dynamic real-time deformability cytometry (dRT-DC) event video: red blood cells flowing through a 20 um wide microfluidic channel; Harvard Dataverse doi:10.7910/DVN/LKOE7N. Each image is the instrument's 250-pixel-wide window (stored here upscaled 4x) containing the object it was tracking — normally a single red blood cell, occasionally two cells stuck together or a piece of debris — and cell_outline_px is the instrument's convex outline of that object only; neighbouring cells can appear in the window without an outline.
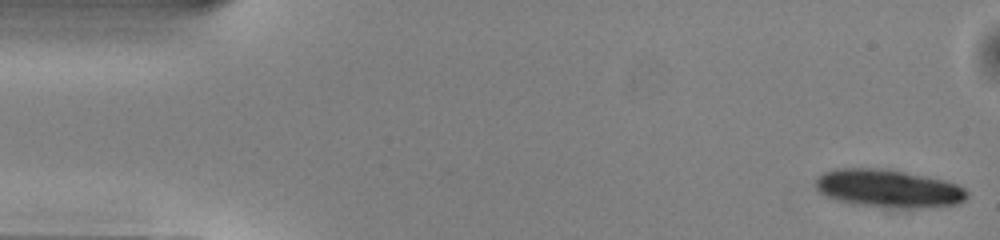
{"species": "common noctule bat (a hibernating species)", "species_latin": "Nyctalus noctula", "temperature_condition": "warm", "stored_images_in_passage": 51, "camera_frame_rate_fps": 3000, "um_per_image_px": 0.085, "animal": {"sex": "male", "body_mass_g": 13.0, "forearm_length_mm": 53.1}, "frame": {"image": 1, "passage_image": 1, "time_ms": 0.0, "image_size_px": [1000, 240], "cell_outline_px": [[968, 196], [964, 200], [956, 204], [900, 208], [860, 204], [836, 200], [824, 196], [816, 188], [816, 176], [824, 172], [836, 168], [884, 168], [944, 180], [956, 184], [964, 188], [968, 192]], "centroid_in_image_um": [75.46, 16.0], "position_along_channel_um": 9.5, "area_um2": 33.06}}
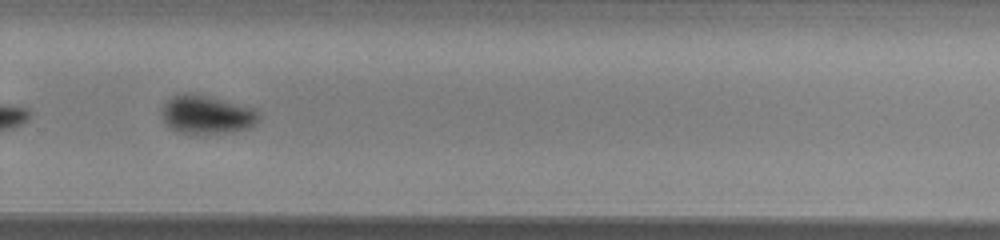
{"frame": {"image": 2, "passage_image": 34, "time_ms": 11.0, "image_size_px": [1000, 240], "cell_outline_px": [[260, 120], [252, 128], [232, 132], [180, 132], [172, 128], [160, 116], [160, 108], [172, 96], [180, 92], [192, 92], [208, 96], [252, 108], [260, 112]], "centroid_in_image_um": [17.58, 9.71], "position_along_channel_um": 312.2, "area_um2": 21.73}}
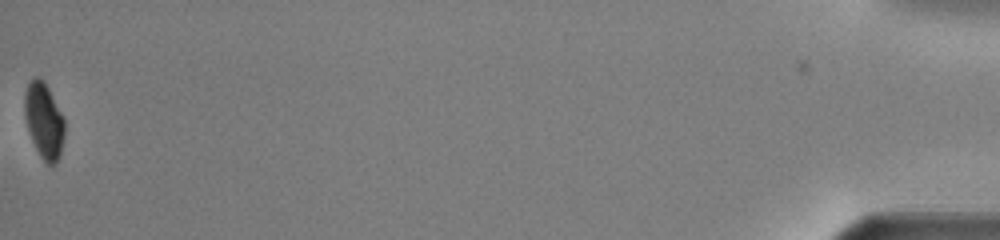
{"frame": {"image": 3, "passage_image": 51, "time_ms": 16.667, "image_size_px": [1000, 240], "cell_outline_px": [[64, 136], [60, 156], [56, 164], [48, 164], [40, 156], [32, 140], [28, 128], [24, 112], [24, 92], [28, 84], [36, 76], [48, 88], [64, 120]], "centroid_in_image_um": [3.73, 10.29], "position_along_channel_um": 431.5, "area_um2": 17.17}, "authors_computed_cell_mechanics": {"area_um2": 22.542, "velocity_mm_per_s": 4.0065, "shape_relaxation_time_tau1_ms": 1.8938, "shape_relaxation_time_tau2_ms": null, "deformation_change_tau1": 0.0804, "deformation_change_tau2": null}}